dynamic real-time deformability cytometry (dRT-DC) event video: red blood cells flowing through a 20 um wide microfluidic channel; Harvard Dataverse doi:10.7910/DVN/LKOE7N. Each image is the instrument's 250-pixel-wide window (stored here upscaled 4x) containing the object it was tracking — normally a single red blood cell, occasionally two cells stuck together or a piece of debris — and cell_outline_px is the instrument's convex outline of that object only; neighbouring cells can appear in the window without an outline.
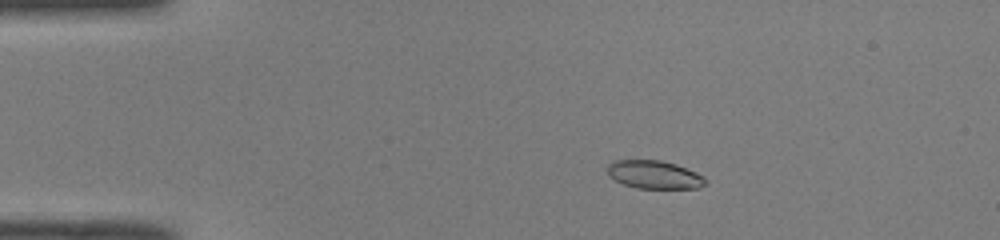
{"species": "common noctule bat (a hibernating species)", "species_latin": "Nyctalus noctula", "temperature_condition": "room temperature", "stored_images_in_passage": 48, "camera_frame_rate_fps": 3000, "um_per_image_px": 0.085, "animal": {"sex": "male", "body_mass_g": 19.0, "forearm_length_mm": 50.8}, "frame": {"image": 1, "passage_image": 7, "time_ms": 2.0, "image_size_px": [1000, 240], "cell_outline_px": [[708, 184], [700, 188], [636, 188], [624, 184], [608, 176], [608, 164], [612, 160], [660, 160], [676, 164], [696, 172], [704, 176], [708, 180]], "centroid_in_image_um": [55.65, 14.84], "position_along_channel_um": 29.4, "area_um2": 16.24}}
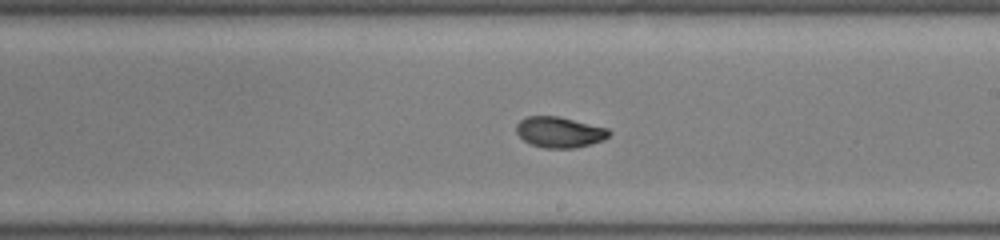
{"frame": {"image": 2, "passage_image": 27, "time_ms": 8.667, "image_size_px": [1000, 240], "cell_outline_px": [[612, 132], [604, 140], [576, 148], [544, 148], [532, 144], [524, 140], [516, 132], [516, 124], [520, 120], [528, 116], [556, 116], [608, 128]], "centroid_in_image_um": [47.56, 11.24], "position_along_channel_um": 241.4, "area_um2": 16.53}}
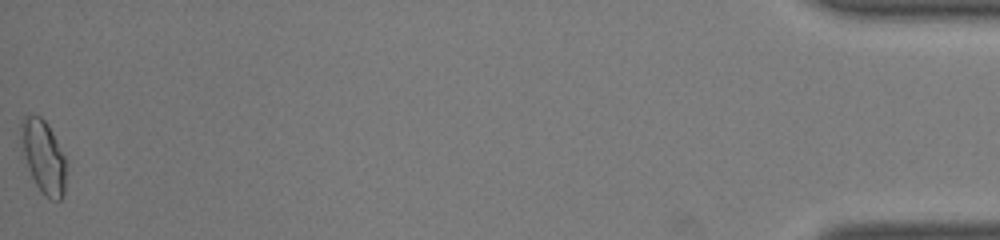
{"frame": {"image": 3, "passage_image": 48, "time_ms": 15.667, "image_size_px": [1000, 240], "cell_outline_px": [[68, 164], [64, 192], [60, 200], [52, 200], [44, 196], [40, 192], [28, 168], [24, 152], [20, 128], [20, 120], [28, 112], [40, 116], [48, 124]], "centroid_in_image_um": [3.71, 13.31], "position_along_channel_um": 431.5, "area_um2": 19.36}, "authors_computed_cell_mechanics": {"area_um2": 16.9354, "velocity_mm_per_s": 4.08, "shape_relaxation_time_tau1_ms": 4.0517, "shape_relaxation_time_tau2_ms": 1.5607, "deformation_change_tau1": 0.1317, "deformation_change_tau2": 0.0553}}